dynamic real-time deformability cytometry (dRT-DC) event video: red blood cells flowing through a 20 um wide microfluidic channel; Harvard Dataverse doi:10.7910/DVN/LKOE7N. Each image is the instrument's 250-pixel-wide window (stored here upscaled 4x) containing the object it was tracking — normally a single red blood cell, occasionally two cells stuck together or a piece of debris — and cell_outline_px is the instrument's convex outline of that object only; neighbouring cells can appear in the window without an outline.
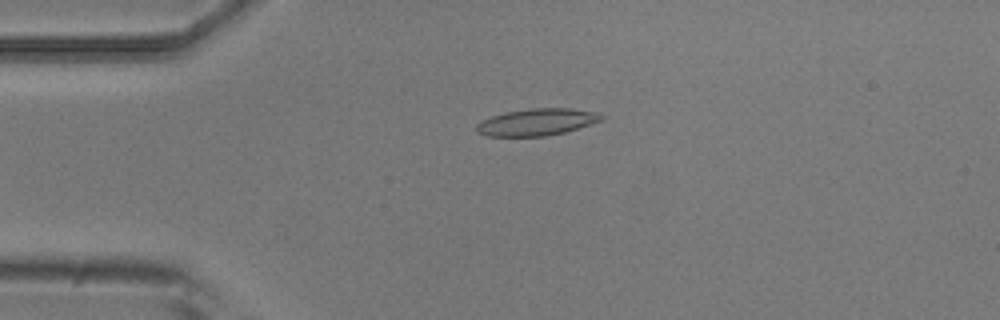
{"species": "common noctule bat (a hibernating species)", "species_latin": "Nyctalus noctula", "temperature_condition": "room temperature", "stored_images_in_passage": 2, "camera_frame_rate_fps": 3000, "um_per_image_px": 0.085, "animal": {"sex": "male", "body_mass_g": 20.5, "forearm_length_mm": 52.5}, "frame": {"image": 1, "passage_image": 1, "time_ms": 0.0, "image_size_px": [1000, 320], "cell_outline_px": [[604, 120], [564, 132], [548, 136], [488, 136], [476, 132], [476, 124], [480, 120], [504, 112], [532, 108], [572, 108], [596, 112], [604, 116]], "centroid_in_image_um": [45.62, 10.37], "position_along_channel_um": 39.4, "area_um2": 19.71}}